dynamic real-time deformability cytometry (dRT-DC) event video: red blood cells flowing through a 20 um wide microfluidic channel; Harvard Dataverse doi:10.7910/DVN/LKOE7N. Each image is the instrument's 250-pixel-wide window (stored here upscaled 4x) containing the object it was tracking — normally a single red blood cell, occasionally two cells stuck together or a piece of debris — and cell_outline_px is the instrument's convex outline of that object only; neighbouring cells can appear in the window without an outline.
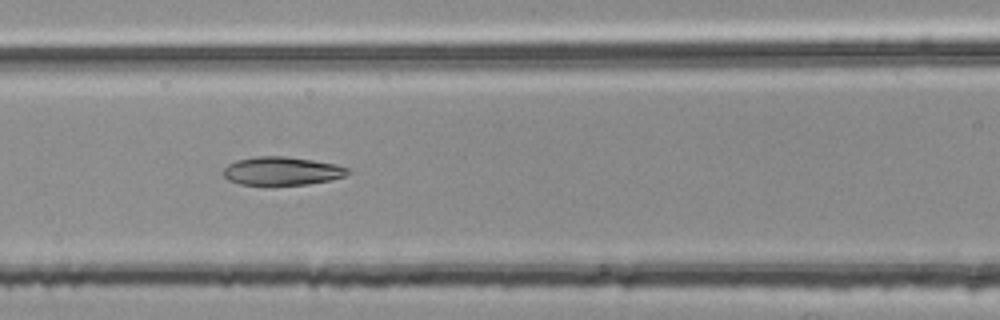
{"species": "common noctule bat (a hibernating species)", "species_latin": "Nyctalus noctula", "temperature_condition": "room temperature", "stored_images_in_passage": 39, "camera_frame_rate_fps": 3000, "um_per_image_px": 0.085, "animal": {"sex": "female", "body_mass_g": 25.1}, "frame": {"image": 1, "passage_image": 14, "time_ms": 4.333, "image_size_px": [1000, 320], "cell_outline_px": [[348, 172], [344, 176], [328, 180], [308, 184], [240, 184], [228, 180], [224, 176], [224, 168], [228, 164], [236, 160], [256, 156], [284, 156], [312, 160], [336, 164], [348, 168]], "centroid_in_image_um": [23.93, 14.52], "position_along_channel_um": 142.7, "area_um2": 20.23}}
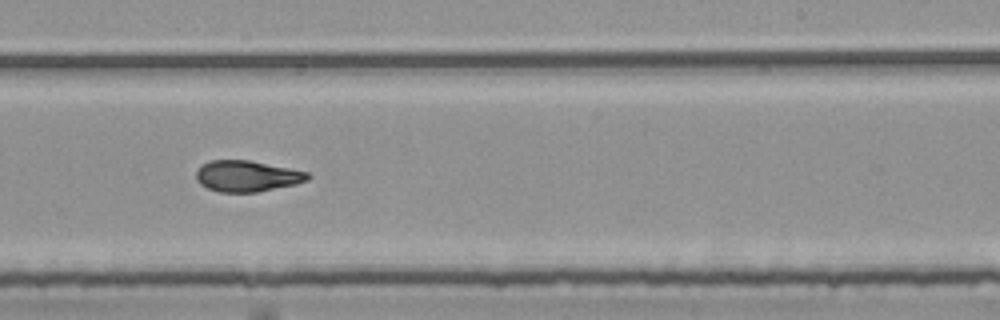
{"frame": {"image": 2, "passage_image": 24, "time_ms": 7.667, "image_size_px": [1000, 320], "cell_outline_px": [[312, 176], [308, 180], [296, 184], [256, 192], [220, 192], [208, 188], [200, 184], [196, 180], [196, 172], [200, 164], [208, 160], [248, 160], [308, 172]], "centroid_in_image_um": [20.96, 14.96], "position_along_channel_um": 268.0, "area_um2": 20.23}}
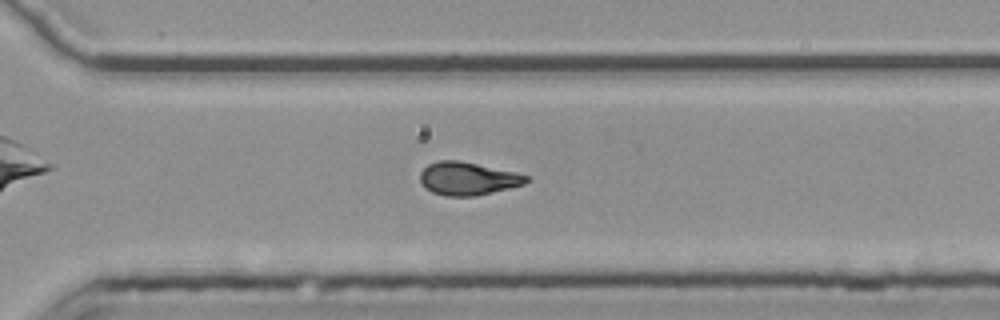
{"frame": {"image": 3, "passage_image": 29, "time_ms": 9.333, "image_size_px": [1000, 320], "cell_outline_px": [[532, 180], [524, 184], [476, 196], [444, 196], [432, 192], [420, 180], [420, 172], [428, 164], [440, 160], [460, 160], [516, 172], [528, 176]], "centroid_in_image_um": [39.79, 15.17], "position_along_channel_um": 330.8, "area_um2": 20.4}, "authors_computed_cell_mechanics": {"area_um2": 20.6924, "velocity_mm_per_s": 3.7735, "shape_relaxation_time_tau1_ms": null, "shape_relaxation_time_tau2_ms": 2.5366, "deformation_change_tau1": null, "deformation_change_tau2": 0.0934}}